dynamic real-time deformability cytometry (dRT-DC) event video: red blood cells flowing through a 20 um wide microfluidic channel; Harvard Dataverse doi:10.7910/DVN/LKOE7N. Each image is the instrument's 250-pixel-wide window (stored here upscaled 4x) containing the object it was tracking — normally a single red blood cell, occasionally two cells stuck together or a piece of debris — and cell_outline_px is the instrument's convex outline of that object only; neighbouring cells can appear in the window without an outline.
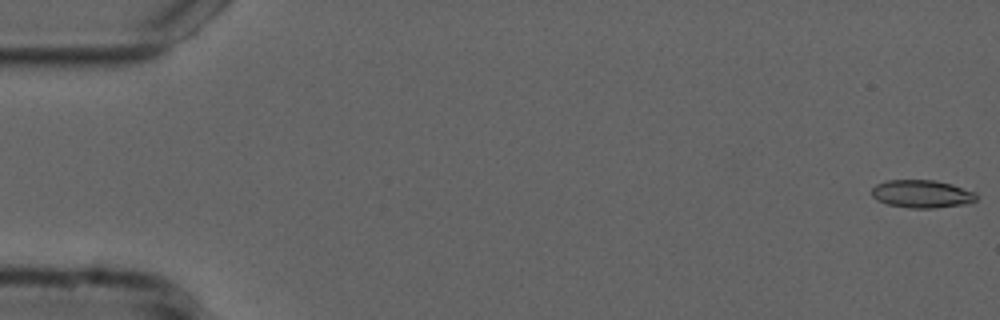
{"species": "common noctule bat (a hibernating species)", "species_latin": "Nyctalus noctula", "temperature_condition": "cold", "stored_images_in_passage": 55, "camera_frame_rate_fps": 3000, "um_per_image_px": 0.085, "animal": {"sex": "male", "forearm_length_mm": 52.5}, "frame": {"image": 1, "passage_image": 1, "time_ms": 0.0, "image_size_px": [1000, 320], "cell_outline_px": [[976, 200], [968, 204], [936, 208], [908, 208], [888, 204], [876, 200], [872, 196], [872, 188], [876, 184], [888, 180], [936, 180], [952, 184], [976, 192]], "centroid_in_image_um": [78.37, 16.48], "position_along_channel_um": 6.6, "area_um2": 17.17}}
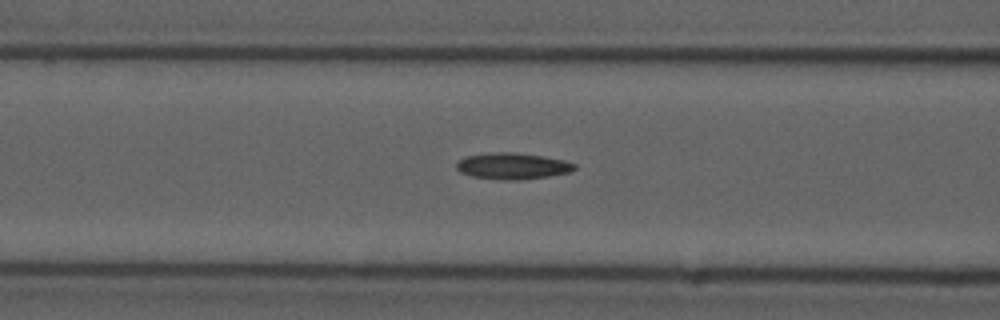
{"frame": {"image": 2, "passage_image": 22, "time_ms": 7.0, "image_size_px": [1000, 320], "cell_outline_px": [[576, 168], [568, 172], [548, 176], [520, 180], [500, 180], [472, 176], [460, 172], [456, 168], [456, 164], [460, 160], [468, 156], [496, 152], [512, 152], [544, 156], [564, 160], [576, 164]], "centroid_in_image_um": [43.57, 14.12], "position_along_channel_um": 123.0, "area_um2": 17.98}}
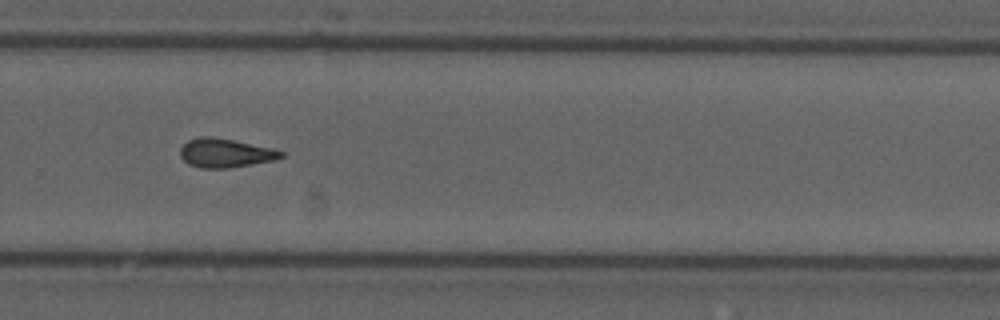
{"frame": {"image": 3, "passage_image": 37, "time_ms": 12.0, "image_size_px": [1000, 320], "cell_outline_px": [[284, 156], [276, 160], [228, 168], [200, 168], [188, 164], [180, 156], [180, 148], [188, 140], [200, 136], [212, 136], [272, 148], [284, 152]], "centroid_in_image_um": [19.14, 13.01], "position_along_channel_um": 310.7, "area_um2": 16.99}, "authors_computed_cell_mechanics": {"area_um2": 16.8776, "velocity_mm_per_s": 3.7571, "shape_relaxation_time_tau1_ms": null, "shape_relaxation_time_tau2_ms": 3.0747, "deformation_change_tau1": null, "deformation_change_tau2": 0.1136}}